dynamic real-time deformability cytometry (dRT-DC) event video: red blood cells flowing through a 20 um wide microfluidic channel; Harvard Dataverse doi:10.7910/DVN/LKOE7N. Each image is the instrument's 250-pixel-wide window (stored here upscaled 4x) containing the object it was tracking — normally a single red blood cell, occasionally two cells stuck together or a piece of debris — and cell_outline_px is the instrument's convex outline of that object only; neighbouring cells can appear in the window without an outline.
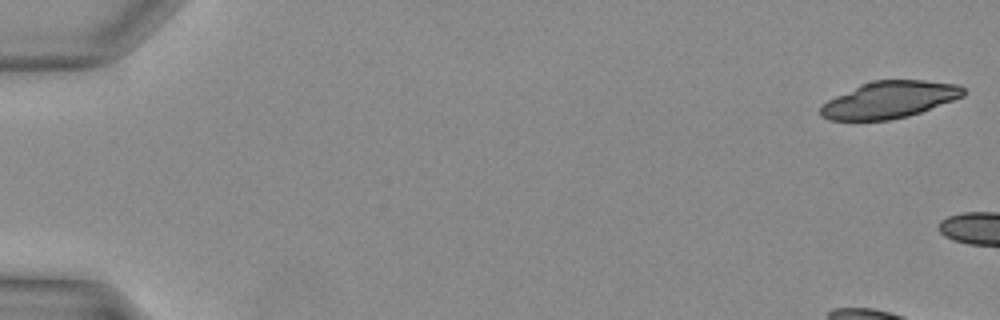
{"species": "Egyptian fruit bat (a non-hibernating species)", "species_latin": "Rousettus aegyptiacus", "temperature_condition": "warm", "stored_images_in_passage": 6, "camera_frame_rate_fps": 3000, "um_per_image_px": 0.085, "animal": {"sex": "female"}, "frame": {"image": 1, "passage_image": 1, "time_ms": 0.0, "image_size_px": [1000, 320], "cell_outline_px": [[964, 96], [920, 112], [908, 116], [888, 120], [828, 120], [820, 116], [820, 104], [860, 84], [872, 80], [924, 80], [956, 84], [964, 88]], "centroid_in_image_um": [75.56, 8.48], "position_along_channel_um": 9.4, "area_um2": 30.58}}